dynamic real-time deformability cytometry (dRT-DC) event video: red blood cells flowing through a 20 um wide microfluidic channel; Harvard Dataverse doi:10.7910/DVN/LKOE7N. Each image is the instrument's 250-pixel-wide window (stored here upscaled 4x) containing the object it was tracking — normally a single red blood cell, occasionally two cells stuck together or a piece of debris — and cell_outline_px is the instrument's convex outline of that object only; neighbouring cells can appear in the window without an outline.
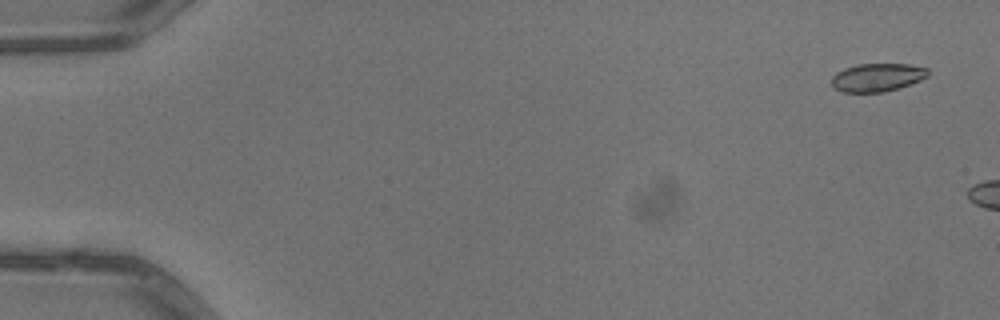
{"species": "common noctule bat (a hibernating species)", "species_latin": "Nyctalus noctula", "temperature_condition": "warm", "stored_images_in_passage": 3, "camera_frame_rate_fps": 3000, "um_per_image_px": 0.085, "animal": {"sex": "male", "body_mass_g": 13.3}, "frame": {"image": 1, "passage_image": 1, "time_ms": 0.0, "image_size_px": [1000, 320], "cell_outline_px": [[928, 76], [920, 80], [900, 88], [884, 92], [840, 92], [832, 88], [832, 76], [836, 72], [844, 68], [856, 64], [908, 64], [928, 68]], "centroid_in_image_um": [74.54, 6.58], "position_along_channel_um": 10.5, "area_um2": 16.01}}